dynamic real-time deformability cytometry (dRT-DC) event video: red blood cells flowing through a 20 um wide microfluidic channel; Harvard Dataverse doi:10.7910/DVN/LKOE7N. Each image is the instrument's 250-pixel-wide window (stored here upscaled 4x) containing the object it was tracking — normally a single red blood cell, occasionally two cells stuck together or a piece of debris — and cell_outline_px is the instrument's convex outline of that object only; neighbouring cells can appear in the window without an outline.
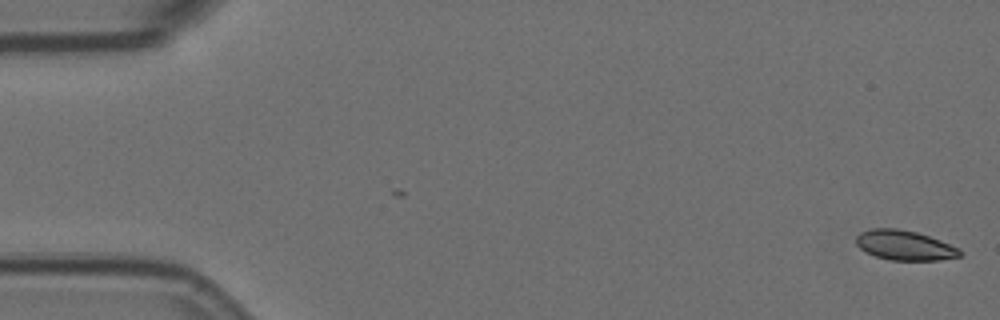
{"species": "Egyptian fruit bat (a non-hibernating species)", "species_latin": "Rousettus aegyptiacus", "temperature_condition": "room temperature", "stored_images_in_passage": 56, "camera_frame_rate_fps": 3000, "um_per_image_px": 0.085, "animal": {"sex": "female"}, "frame": {"image": 1, "passage_image": 1, "time_ms": 0.0, "image_size_px": [1000, 320], "cell_outline_px": [[964, 252], [960, 256], [940, 260], [892, 260], [876, 256], [860, 248], [856, 244], [856, 236], [860, 232], [872, 228], [896, 228], [916, 232], [940, 240], [960, 248]], "centroid_in_image_um": [76.92, 20.84], "position_along_channel_um": 8.1, "area_um2": 17.98}}
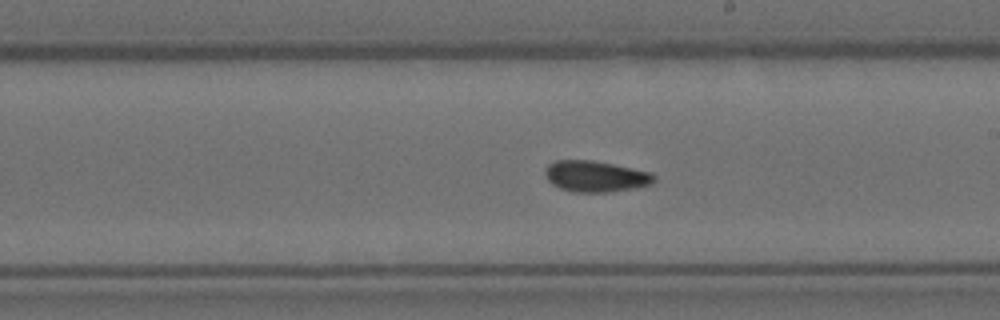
{"frame": {"image": 2, "passage_image": 32, "time_ms": 10.333, "image_size_px": [1000, 320], "cell_outline_px": [[656, 180], [652, 184], [640, 188], [608, 192], [572, 192], [560, 188], [552, 184], [548, 180], [544, 172], [544, 168], [548, 164], [556, 160], [592, 160], [652, 172], [656, 176]], "centroid_in_image_um": [50.65, 15.0], "position_along_channel_um": 238.3, "area_um2": 20.06}}
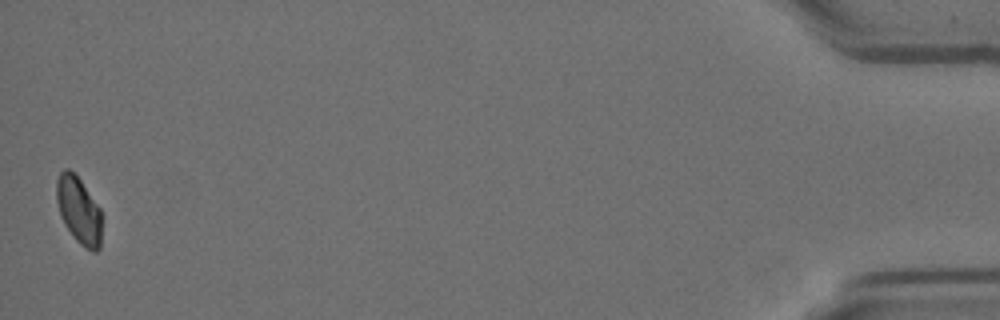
{"frame": {"image": 3, "passage_image": 56, "time_ms": 18.333, "image_size_px": [1000, 320], "cell_outline_px": [[100, 248], [96, 252], [92, 252], [84, 248], [72, 236], [64, 224], [60, 216], [56, 200], [56, 180], [60, 172], [64, 168], [68, 168], [80, 180], [100, 208]], "centroid_in_image_um": [6.67, 17.89], "position_along_channel_um": 428.5, "area_um2": 17.63}, "authors_computed_cell_mechanics": {"area_um2": 18.9873, "velocity_mm_per_s": 3.5692, "shape_relaxation_time_tau1_ms": null, "shape_relaxation_time_tau2_ms": 4.1202, "deformation_change_tau1": null, "deformation_change_tau2": 0.0426}}